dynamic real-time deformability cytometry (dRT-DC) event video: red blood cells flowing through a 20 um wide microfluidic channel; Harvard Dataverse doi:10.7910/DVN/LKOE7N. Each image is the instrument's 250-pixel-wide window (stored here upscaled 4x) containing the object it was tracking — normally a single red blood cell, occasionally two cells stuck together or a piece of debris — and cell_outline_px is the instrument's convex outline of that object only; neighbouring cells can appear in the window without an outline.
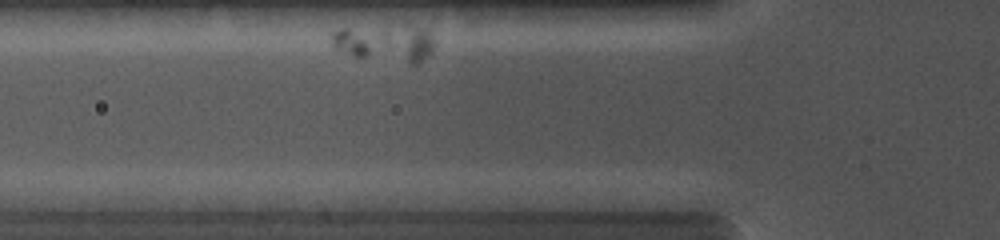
{"species": "common noctule bat (a hibernating species)", "species_latin": "Nyctalus noctula", "temperature_condition": "cold", "stored_images_in_passage": 9, "camera_frame_rate_fps": 5000, "um_per_image_px": 0.085, "animal": {"sex": "female", "body_mass_g": 19.0, "forearm_length_mm": 56.7}, "frame": {"image": 1, "passage_image": 3, "time_ms": 0.6, "image_size_px": [1000, 240], "cell_outline_px": [[432, 52], [416, 64], [408, 64], [356, 56], [336, 48], [332, 44], [328, 36], [332, 32], [340, 28], [408, 20], [428, 28], [432, 32]], "centroid_in_image_um": [32.79, 3.53], "position_along_channel_um": 93.0, "area_um2": 24.1}}